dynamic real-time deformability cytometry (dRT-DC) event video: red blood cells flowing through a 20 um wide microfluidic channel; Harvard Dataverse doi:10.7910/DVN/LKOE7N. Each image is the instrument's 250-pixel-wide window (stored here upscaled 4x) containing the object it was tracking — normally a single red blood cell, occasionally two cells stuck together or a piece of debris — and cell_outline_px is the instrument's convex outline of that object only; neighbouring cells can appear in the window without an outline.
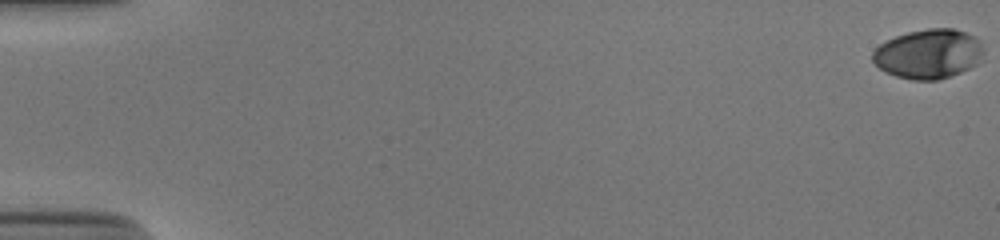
{"species": "human", "species_latin": "Homo sapiens", "temperature_condition": "cold", "stored_images_in_passage": 55, "camera_frame_rate_fps": 3000, "um_per_image_px": 0.085, "donor": {"sex": "male"}, "frame": {"image": 1, "passage_image": 1, "time_ms": 0.0, "image_size_px": [1000, 240], "cell_outline_px": [[984, 52], [976, 64], [960, 72], [936, 80], [912, 80], [896, 76], [884, 72], [872, 60], [872, 52], [880, 44], [896, 36], [908, 32], [928, 28], [952, 28], [976, 36], [980, 40], [984, 48]], "centroid_in_image_um": [78.92, 4.57], "position_along_channel_um": 6.1, "area_um2": 31.96}}
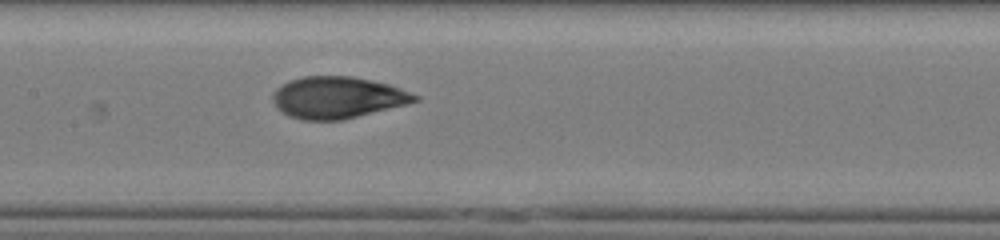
{"frame": {"image": 2, "passage_image": 29, "time_ms": 9.333, "image_size_px": [1000, 240], "cell_outline_px": [[420, 100], [408, 104], [344, 120], [304, 120], [288, 116], [276, 108], [272, 100], [272, 96], [276, 88], [292, 80], [304, 76], [352, 76], [388, 84], [400, 88], [420, 96]], "centroid_in_image_um": [28.7, 8.3], "position_along_channel_um": 178.7, "area_um2": 34.62}}
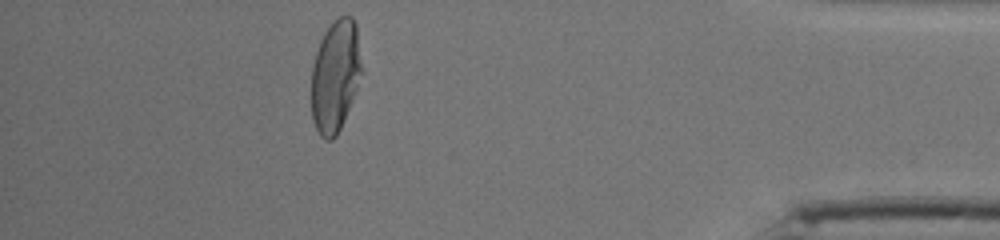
{"frame": {"image": 3, "passage_image": 50, "time_ms": 16.333, "image_size_px": [1000, 240], "cell_outline_px": [[364, 72], [344, 120], [336, 136], [332, 140], [324, 140], [320, 136], [312, 120], [312, 68], [316, 52], [320, 40], [324, 32], [332, 20], [340, 16], [352, 16], [356, 24]], "centroid_in_image_um": [28.53, 6.43], "position_along_channel_um": 406.7, "area_um2": 33.35}, "authors_computed_cell_mechanics": {"area_um2": 33.6974, "velocity_mm_per_s": 3.8652, "shape_relaxation_time_tau1_ms": 4.8466, "shape_relaxation_time_tau2_ms": null, "deformation_change_tau1": 0.2222, "deformation_change_tau2": null}}